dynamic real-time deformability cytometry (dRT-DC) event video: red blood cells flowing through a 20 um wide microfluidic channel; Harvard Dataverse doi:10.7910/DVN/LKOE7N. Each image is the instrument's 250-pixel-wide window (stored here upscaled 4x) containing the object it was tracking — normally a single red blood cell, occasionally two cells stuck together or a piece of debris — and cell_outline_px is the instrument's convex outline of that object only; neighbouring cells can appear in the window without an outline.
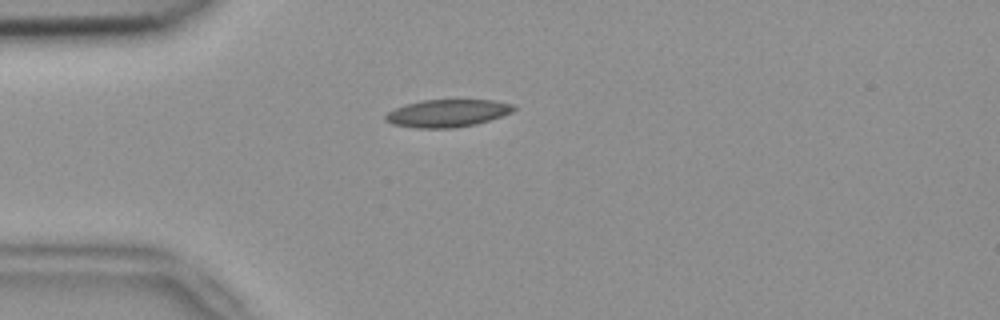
{"species": "common noctule bat (a hibernating species)", "species_latin": "Nyctalus noctula", "temperature_condition": "room temperature", "stored_images_in_passage": 40, "camera_frame_rate_fps": 3000, "um_per_image_px": 0.085, "animal": {"sex": "female", "body_mass_g": 18.4}, "frame": {"image": 1, "passage_image": 1, "time_ms": 0.0, "image_size_px": [1000, 320], "cell_outline_px": [[516, 108], [512, 112], [476, 124], [452, 128], [416, 128], [392, 124], [384, 120], [384, 116], [388, 112], [404, 104], [424, 100], [492, 100], [516, 104]], "centroid_in_image_um": [38.02, 9.62], "position_along_channel_um": 47.0, "area_um2": 20.58}}
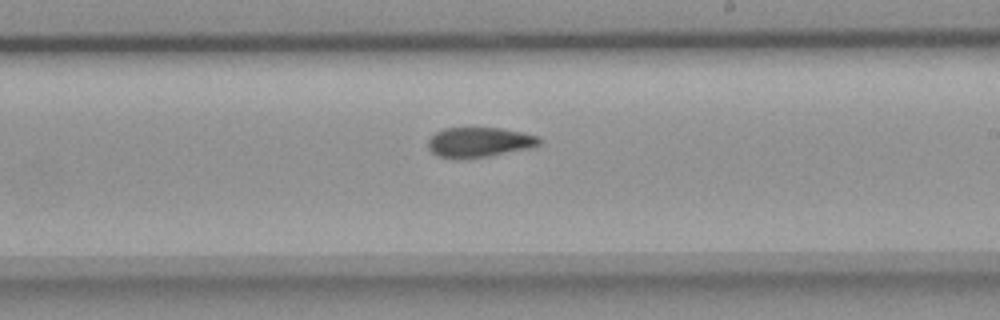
{"frame": {"image": 2, "passage_image": 18, "time_ms": 5.667, "image_size_px": [1000, 320], "cell_outline_px": [[540, 144], [532, 148], [488, 156], [436, 156], [428, 148], [428, 140], [436, 132], [444, 128], [500, 128], [520, 132], [536, 136], [540, 140]], "centroid_in_image_um": [40.75, 12.06], "position_along_channel_um": 248.3, "area_um2": 18.73}}
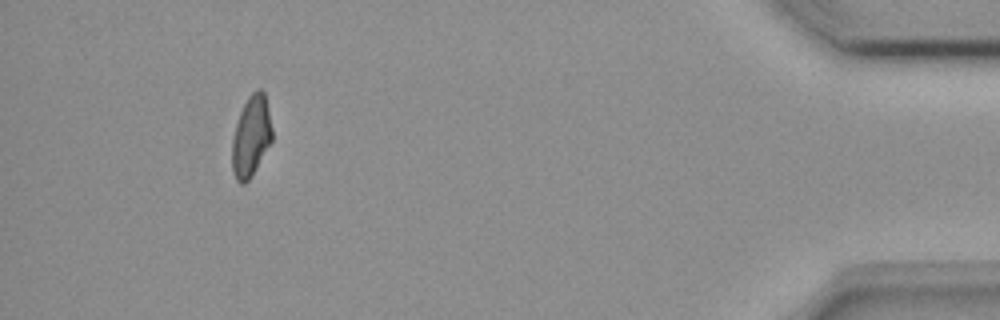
{"frame": {"image": 3, "passage_image": 36, "time_ms": 11.667, "image_size_px": [1000, 320], "cell_outline_px": [[272, 140], [252, 176], [244, 184], [240, 184], [236, 180], [232, 168], [232, 140], [236, 124], [240, 112], [248, 96], [256, 88], [260, 88], [264, 92], [268, 108], [272, 128]], "centroid_in_image_um": [21.34, 11.58], "position_along_channel_um": 413.9, "area_um2": 18.84}, "authors_computed_cell_mechanics": {"area_um2": 19.6231, "velocity_mm_per_s": 3.8312, "shape_relaxation_time_tau1_ms": 6.447, "shape_relaxation_time_tau2_ms": 2.6944, "deformation_change_tau1": 0.17, "deformation_change_tau2": 0.0827}}